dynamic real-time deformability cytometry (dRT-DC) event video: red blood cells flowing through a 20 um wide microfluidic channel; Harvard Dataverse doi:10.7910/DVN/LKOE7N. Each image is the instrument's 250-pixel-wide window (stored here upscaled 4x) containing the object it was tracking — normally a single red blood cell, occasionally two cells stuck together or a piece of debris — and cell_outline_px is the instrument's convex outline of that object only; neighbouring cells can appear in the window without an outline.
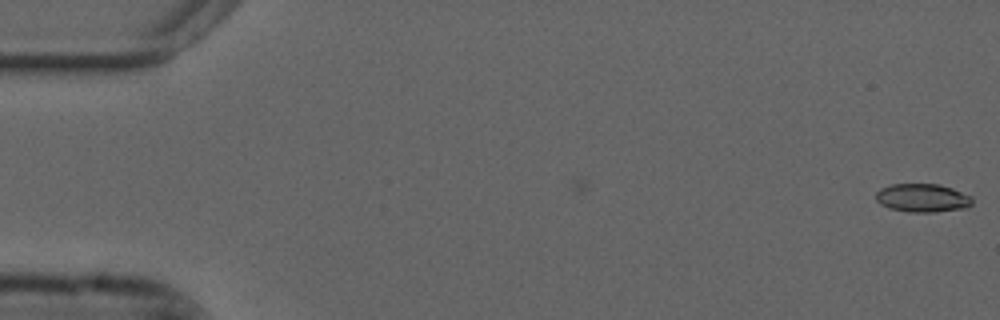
{"species": "common noctule bat (a hibernating species)", "species_latin": "Nyctalus noctula", "temperature_condition": "cold", "stored_images_in_passage": 2, "camera_frame_rate_fps": 3000, "um_per_image_px": 0.085, "animal": {"sex": "male", "forearm_length_mm": 52.5}, "frame": {"image": 1, "passage_image": 2, "time_ms": 0.333, "image_size_px": [1000, 320], "cell_outline_px": [[972, 204], [968, 208], [936, 212], [908, 212], [888, 208], [880, 204], [876, 200], [876, 192], [880, 188], [892, 184], [940, 184], [952, 188], [972, 196]], "centroid_in_image_um": [78.42, 16.83], "position_along_channel_um": 6.6, "area_um2": 16.18}}